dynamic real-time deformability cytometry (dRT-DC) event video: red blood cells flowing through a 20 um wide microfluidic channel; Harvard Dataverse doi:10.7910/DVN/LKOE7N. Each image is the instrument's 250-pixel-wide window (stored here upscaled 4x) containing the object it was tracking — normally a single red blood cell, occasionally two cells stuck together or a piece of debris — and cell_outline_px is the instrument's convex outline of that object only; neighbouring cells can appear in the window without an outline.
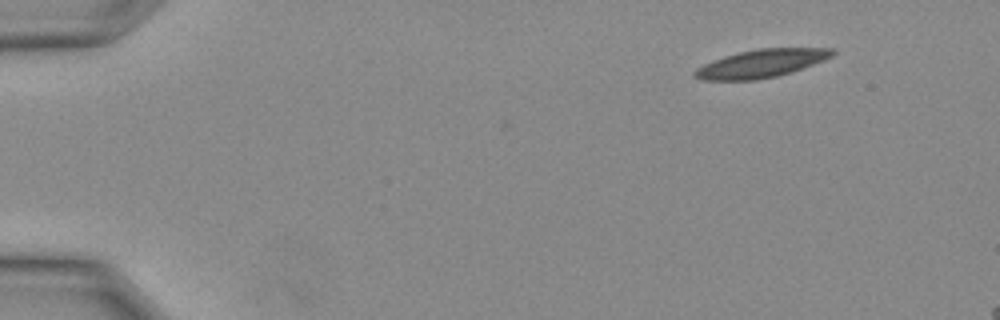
{"species": "Egyptian fruit bat (a non-hibernating species)", "species_latin": "Rousettus aegyptiacus", "temperature_condition": "warm", "stored_images_in_passage": 7, "camera_frame_rate_fps": 3000, "um_per_image_px": 0.085, "animal": {"sex": "female"}, "frame": {"image": 1, "passage_image": 1, "time_ms": 0.0, "image_size_px": [1000, 320], "cell_outline_px": [[836, 52], [832, 56], [824, 60], [792, 72], [776, 76], [756, 80], [700, 80], [692, 72], [696, 68], [704, 64], [740, 52], [760, 48], [832, 48]], "centroid_in_image_um": [64.74, 5.4], "position_along_channel_um": 20.3, "area_um2": 22.2}}
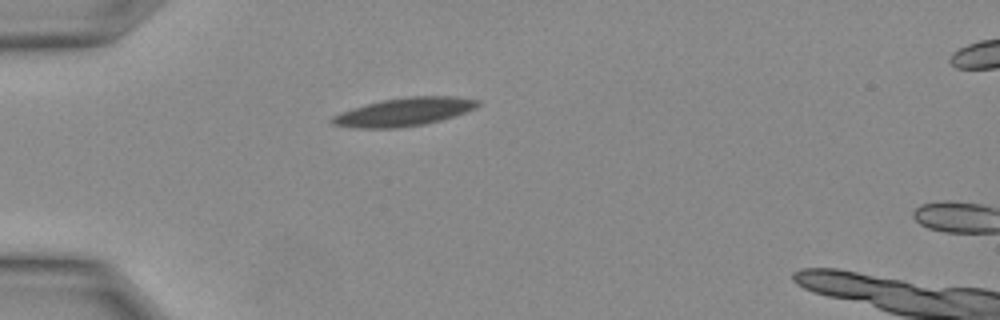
{"frame": {"image": 2, "passage_image": 6, "time_ms": 1.667, "image_size_px": [1000, 320], "cell_outline_px": [[480, 104], [476, 108], [440, 120], [424, 124], [396, 128], [356, 128], [332, 124], [328, 120], [332, 116], [340, 112], [352, 108], [380, 100], [408, 96], [456, 96], [480, 100]], "centroid_in_image_um": [34.32, 9.5], "position_along_channel_um": 50.7, "area_um2": 23.99}}